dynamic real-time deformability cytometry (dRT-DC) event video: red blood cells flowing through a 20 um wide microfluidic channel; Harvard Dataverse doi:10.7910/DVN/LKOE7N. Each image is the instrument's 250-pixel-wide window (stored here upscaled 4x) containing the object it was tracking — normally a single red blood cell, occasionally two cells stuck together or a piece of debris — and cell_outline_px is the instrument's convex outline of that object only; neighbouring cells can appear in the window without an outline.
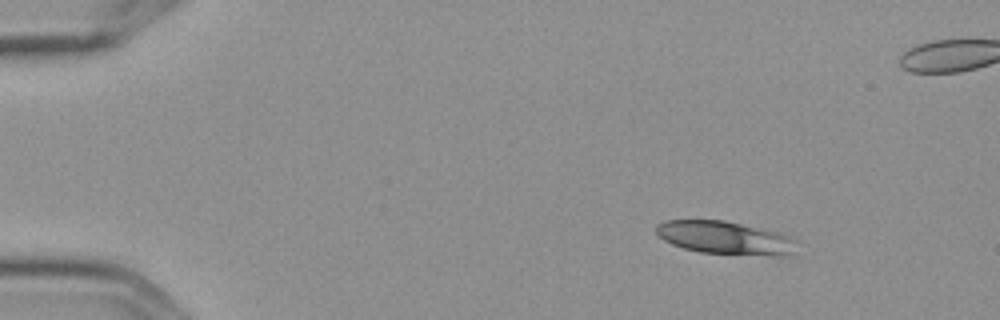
{"species": "Egyptian fruit bat (a non-hibernating species)", "species_latin": "Rousettus aegyptiacus", "temperature_condition": "cold", "stored_images_in_passage": 6, "camera_frame_rate_fps": 3000, "um_per_image_px": 0.085, "frame": {"image": 1, "passage_image": 1, "time_ms": 0.0, "image_size_px": [1000, 320], "cell_outline_px": [[800, 240], [788, 256], [772, 256], [700, 252], [684, 248], [672, 244], [656, 236], [656, 224], [664, 220], [724, 220], [780, 232], [796, 236]], "centroid_in_image_um": [61.69, 20.21], "position_along_channel_um": 23.3, "area_um2": 27.63}}
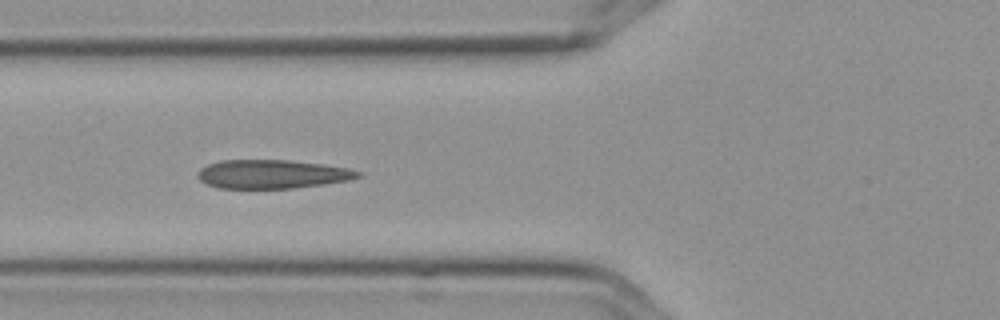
{"frame": {"image": 2, "passage_image": 5, "time_ms": 1.333, "image_size_px": [1000, 320], "cell_outline_px": [[364, 176], [348, 180], [324, 184], [292, 188], [216, 188], [200, 180], [196, 176], [196, 172], [200, 168], [208, 164], [220, 160], [288, 160], [324, 164], [348, 168], [364, 172]], "centroid_in_image_um": [23.15, 14.79], "position_along_channel_um": 102.7, "area_um2": 27.05}}
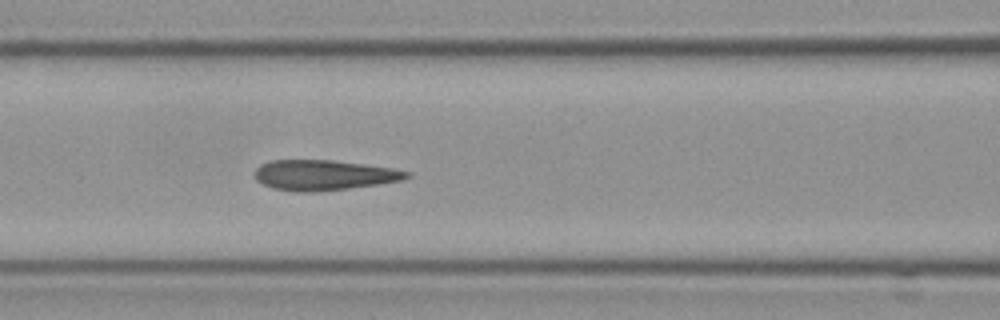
{"frame": {"image": 3, "passage_image": 6, "time_ms": 1.667, "image_size_px": [1000, 320], "cell_outline_px": [[412, 176], [404, 180], [348, 188], [312, 192], [296, 192], [272, 188], [256, 180], [256, 168], [260, 164], [268, 160], [332, 160], [364, 164], [392, 168], [412, 172]], "centroid_in_image_um": [27.54, 14.88], "position_along_channel_um": 139.1, "area_um2": 26.82}}